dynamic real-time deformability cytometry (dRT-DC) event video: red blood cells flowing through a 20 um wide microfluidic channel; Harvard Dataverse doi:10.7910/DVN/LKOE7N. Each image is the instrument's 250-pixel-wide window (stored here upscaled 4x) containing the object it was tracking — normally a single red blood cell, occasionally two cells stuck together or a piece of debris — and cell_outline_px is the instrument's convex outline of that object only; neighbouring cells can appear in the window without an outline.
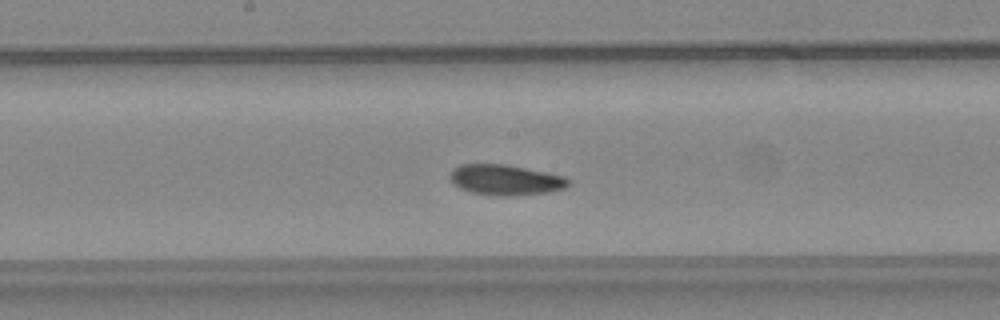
{"species": "common noctule bat (a hibernating species)", "species_latin": "Nyctalus noctula", "temperature_condition": "warm", "stored_images_in_passage": 36, "camera_frame_rate_fps": 3000, "um_per_image_px": 0.085, "animal": {"sex": "female", "body_mass_g": 24.6, "forearm_length_mm": 56.2}, "frame": {"image": 1, "passage_image": 11, "time_ms": 3.333, "image_size_px": [1000, 320], "cell_outline_px": [[572, 184], [564, 188], [548, 192], [508, 196], [500, 196], [472, 192], [460, 188], [448, 176], [452, 168], [460, 164], [504, 164], [548, 172], [564, 176], [572, 180]], "centroid_in_image_um": [43.0, 15.28], "position_along_channel_um": 205.2, "area_um2": 21.1}, "authors_computed_cell_mechanics": {"area_um2": 20.808, "velocity_mm_per_s": 4.0187, "shape_relaxation_time_tau1_ms": 5.0694, "shape_relaxation_time_tau2_ms": 4.2808, "deformation_change_tau1": 0.1427, "deformation_change_tau2": 0.1118}}